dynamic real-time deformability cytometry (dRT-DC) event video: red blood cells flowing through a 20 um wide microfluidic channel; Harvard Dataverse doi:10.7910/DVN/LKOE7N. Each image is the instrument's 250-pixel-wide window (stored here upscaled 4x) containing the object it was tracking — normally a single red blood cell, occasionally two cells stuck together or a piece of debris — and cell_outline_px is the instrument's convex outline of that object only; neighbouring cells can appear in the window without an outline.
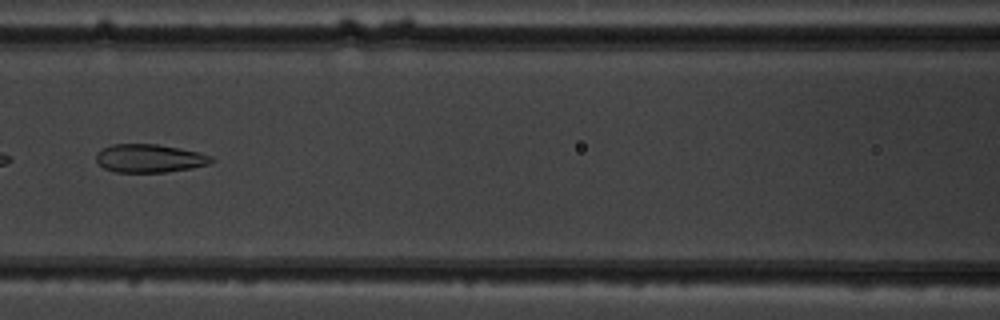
{"species": "common noctule bat (a hibernating species)", "species_latin": "Nyctalus noctula", "temperature_condition": "warm", "stored_images_in_passage": 6, "camera_frame_rate_fps": 3000, "um_per_image_px": 0.085, "animal": {"sex": "male", "body_mass_g": 19.5, "forearm_length_mm": 54.6}, "frame": {"image": 1, "passage_image": 6, "time_ms": 6.667, "image_size_px": [1000, 320], "cell_outline_px": [[216, 160], [208, 164], [192, 168], [164, 172], [116, 172], [104, 168], [96, 160], [96, 152], [112, 144], [156, 144], [180, 148], [200, 152], [212, 156]], "centroid_in_image_um": [12.73, 13.45], "position_along_channel_um": 153.9, "area_um2": 19.02}}